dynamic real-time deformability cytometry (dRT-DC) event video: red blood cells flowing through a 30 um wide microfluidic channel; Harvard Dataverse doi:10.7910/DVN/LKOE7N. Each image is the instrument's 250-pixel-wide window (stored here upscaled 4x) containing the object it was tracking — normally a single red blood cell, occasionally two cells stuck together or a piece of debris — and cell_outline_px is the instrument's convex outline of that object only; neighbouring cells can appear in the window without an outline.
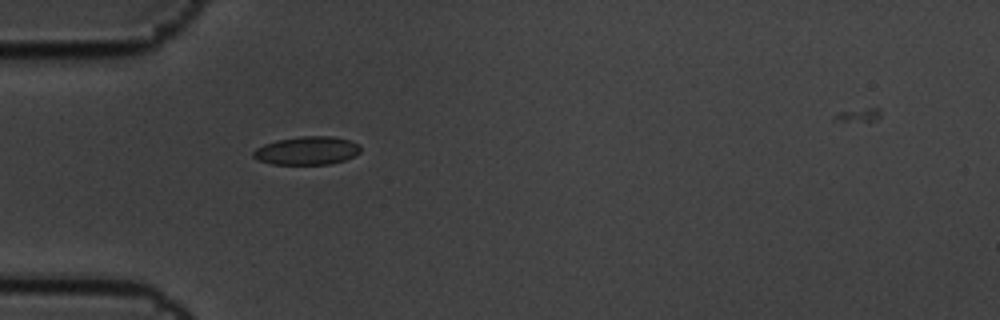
{"species": "common noctule bat (a hibernating species)", "species_latin": "Nyctalus noctula", "temperature_condition": "cold", "stored_images_in_passage": 2, "camera_frame_rate_fps": 3000, "um_per_image_px": 0.085, "animal": {"sex": "male", "body_mass_g": 19.5, "forearm_length_mm": 54.6}, "frame": {"image": 1, "passage_image": 1, "time_ms": 0.0, "image_size_px": [1000, 320], "cell_outline_px": [[360, 152], [344, 160], [328, 164], [272, 164], [256, 160], [252, 156], [252, 152], [256, 148], [264, 144], [276, 140], [300, 136], [332, 136], [348, 140], [360, 144]], "centroid_in_image_um": [26.05, 12.8], "position_along_channel_um": 58.9, "area_um2": 17.69}}